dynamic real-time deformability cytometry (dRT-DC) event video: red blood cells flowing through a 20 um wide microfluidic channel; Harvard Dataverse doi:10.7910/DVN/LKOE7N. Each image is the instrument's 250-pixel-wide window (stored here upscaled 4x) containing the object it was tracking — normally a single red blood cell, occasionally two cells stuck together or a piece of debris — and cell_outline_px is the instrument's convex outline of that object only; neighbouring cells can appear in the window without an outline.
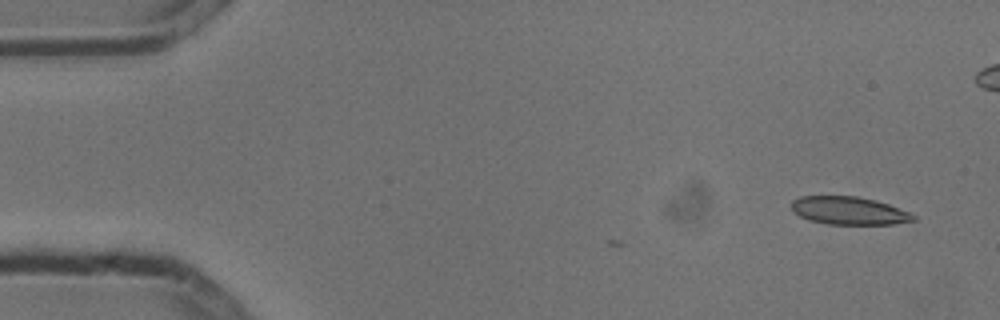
{"species": "common noctule bat (a hibernating species)", "species_latin": "Nyctalus noctula", "temperature_condition": "cold", "stored_images_in_passage": 3, "camera_frame_rate_fps": 3000, "um_per_image_px": 0.085, "animal": {"sex": "male", "body_mass_g": 13.3}, "frame": {"image": 1, "passage_image": 3, "time_ms": 0.667, "image_size_px": [1000, 320], "cell_outline_px": [[916, 220], [892, 224], [828, 224], [808, 220], [792, 212], [792, 200], [800, 196], [856, 196], [876, 200], [888, 204], [908, 212], [916, 216]], "centroid_in_image_um": [72.13, 17.9], "position_along_channel_um": 12.9, "area_um2": 19.83}}